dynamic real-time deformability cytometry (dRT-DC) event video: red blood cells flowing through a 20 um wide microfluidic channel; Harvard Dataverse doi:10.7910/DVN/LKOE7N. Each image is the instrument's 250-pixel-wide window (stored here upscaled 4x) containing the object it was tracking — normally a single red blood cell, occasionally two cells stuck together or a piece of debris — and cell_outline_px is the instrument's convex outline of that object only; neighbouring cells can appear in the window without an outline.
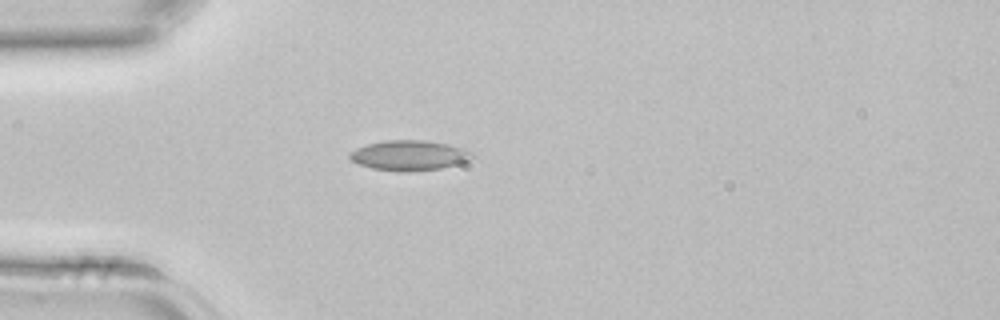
{"species": "common noctule bat (a hibernating species)", "species_latin": "Nyctalus noctula", "temperature_condition": "room temperature", "stored_images_in_passage": 32, "camera_frame_rate_fps": 3000, "um_per_image_px": 0.085, "animal": {"sex": "female", "body_mass_g": 22.7, "forearm_length_mm": 54.2}, "frame": {"image": 1, "passage_image": 1, "time_ms": 0.0, "image_size_px": [1000, 320], "cell_outline_px": [[476, 156], [468, 160], [456, 164], [440, 168], [408, 172], [400, 172], [372, 168], [360, 164], [352, 160], [348, 156], [348, 152], [356, 148], [368, 144], [384, 140], [424, 140], [448, 144], [464, 148]], "centroid_in_image_um": [34.77, 13.2], "position_along_channel_um": 50.2, "area_um2": 21.44}}
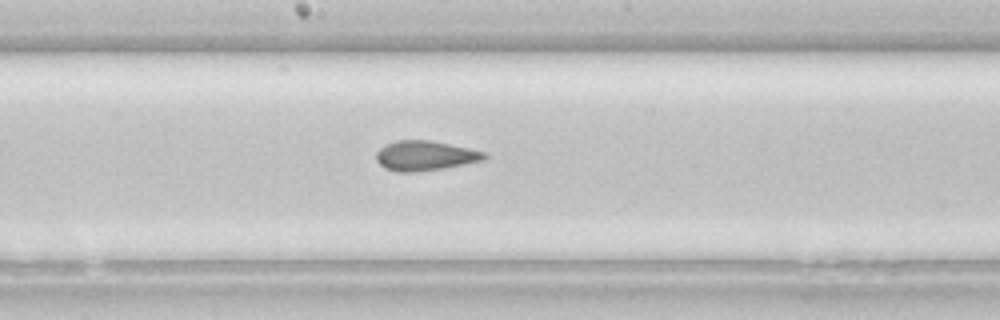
{"frame": {"image": 2, "passage_image": 12, "time_ms": 3.667, "image_size_px": [1000, 320], "cell_outline_px": [[488, 156], [484, 160], [444, 168], [420, 172], [400, 172], [384, 168], [376, 160], [376, 152], [384, 144], [396, 140], [428, 140], [468, 148], [484, 152]], "centroid_in_image_um": [36.09, 13.24], "position_along_channel_um": 212.1, "area_um2": 18.79}}
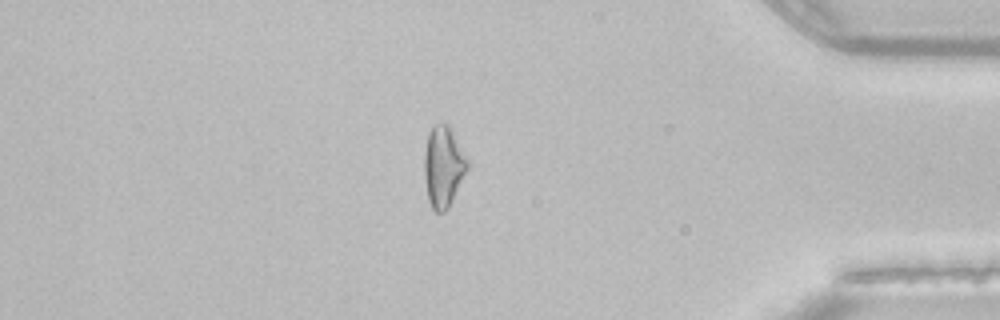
{"frame": {"image": 3, "passage_image": 26, "time_ms": 8.333, "image_size_px": [1000, 320], "cell_outline_px": [[468, 168], [448, 208], [444, 212], [436, 212], [432, 208], [428, 200], [424, 180], [424, 152], [428, 132], [432, 124], [448, 124], [452, 128], [468, 160]], "centroid_in_image_um": [37.67, 14.13], "position_along_channel_um": 397.5, "area_um2": 20.52}}